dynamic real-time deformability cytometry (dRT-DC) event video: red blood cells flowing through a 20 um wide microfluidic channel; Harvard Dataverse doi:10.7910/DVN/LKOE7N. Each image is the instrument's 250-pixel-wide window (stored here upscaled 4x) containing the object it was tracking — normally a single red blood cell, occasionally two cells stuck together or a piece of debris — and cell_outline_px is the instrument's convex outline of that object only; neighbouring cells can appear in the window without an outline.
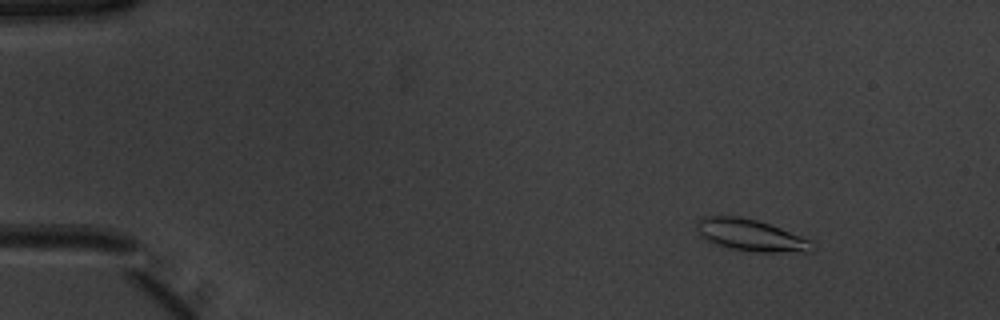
{"species": "common noctule bat (a hibernating species)", "species_latin": "Nyctalus noctula", "temperature_condition": "warm", "stored_images_in_passage": 53, "camera_frame_rate_fps": 3000, "um_per_image_px": 0.085, "animal": {"sex": "male", "body_mass_g": 20.1, "forearm_length_mm": 53.5}, "frame": {"image": 1, "passage_image": 7, "time_ms": 2.0, "image_size_px": [1000, 320], "cell_outline_px": [[816, 248], [812, 252], [760, 252], [728, 248], [712, 244], [696, 228], [696, 220], [704, 216], [740, 216], [756, 220], [780, 228], [812, 240]], "centroid_in_image_um": [63.85, 20.0], "position_along_channel_um": 21.2, "area_um2": 21.44}}
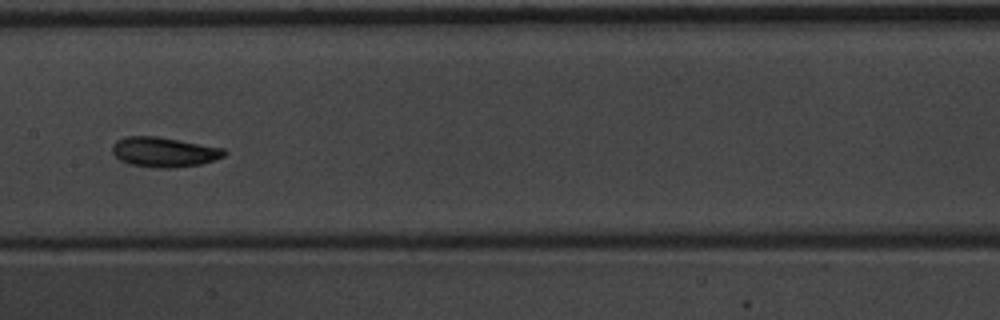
{"frame": {"image": 2, "passage_image": 28, "time_ms": 9.0, "image_size_px": [1000, 320], "cell_outline_px": [[228, 152], [224, 156], [200, 164], [172, 168], [156, 168], [128, 164], [120, 160], [112, 152], [112, 144], [116, 140], [124, 136], [156, 136], [180, 140], [224, 148]], "centroid_in_image_um": [13.91, 12.92], "position_along_channel_um": 193.5, "area_um2": 19.59}}
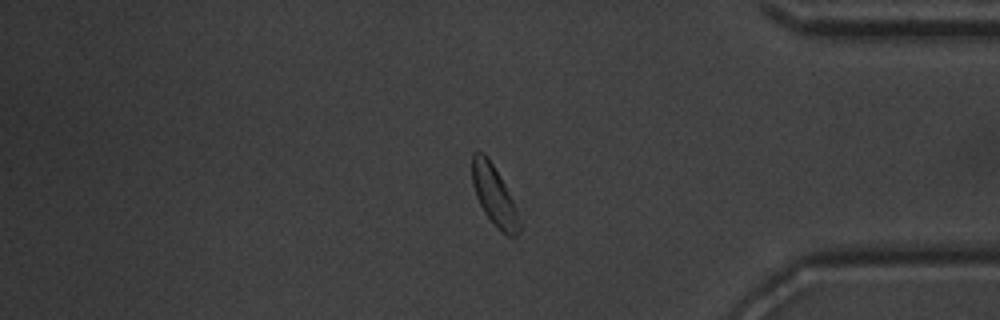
{"frame": {"image": 3, "passage_image": 45, "time_ms": 14.667, "image_size_px": [1000, 320], "cell_outline_px": [[520, 232], [516, 236], [508, 236], [496, 228], [484, 212], [476, 196], [472, 184], [472, 152], [484, 152], [488, 156], [500, 176], [512, 200], [520, 224]], "centroid_in_image_um": [41.97, 16.6], "position_along_channel_um": 393.2, "area_um2": 16.3}, "authors_computed_cell_mechanics": {"area_um2": 18.9006, "velocity_mm_per_s": 3.8872, "shape_relaxation_time_tau1_ms": 2.1566, "shape_relaxation_time_tau2_ms": null, "deformation_change_tau1": 0.1111, "deformation_change_tau2": null}}